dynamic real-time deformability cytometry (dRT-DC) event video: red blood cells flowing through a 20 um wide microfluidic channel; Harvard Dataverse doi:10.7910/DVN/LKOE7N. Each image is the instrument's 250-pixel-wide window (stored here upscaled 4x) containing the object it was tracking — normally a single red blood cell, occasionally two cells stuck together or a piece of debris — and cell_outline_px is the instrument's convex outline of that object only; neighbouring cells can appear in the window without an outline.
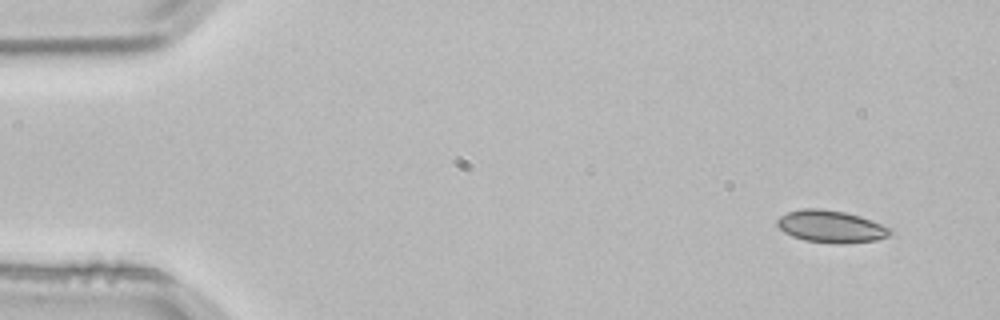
{"species": "common noctule bat (a hibernating species)", "species_latin": "Nyctalus noctula", "temperature_condition": "room temperature", "stored_images_in_passage": 3, "camera_frame_rate_fps": 3000, "um_per_image_px": 0.085, "animal": {"sex": "male", "body_mass_g": 21.5, "forearm_length_mm": 52.0}, "frame": {"image": 1, "passage_image": 1, "time_ms": 0.0, "image_size_px": [1000, 320], "cell_outline_px": [[892, 232], [888, 236], [876, 240], [840, 244], [836, 244], [804, 240], [792, 236], [784, 232], [776, 224], [776, 220], [780, 216], [788, 212], [804, 208], [820, 208], [844, 212], [860, 216], [892, 228]], "centroid_in_image_um": [70.62, 19.25], "position_along_channel_um": 14.4, "area_um2": 21.21}}